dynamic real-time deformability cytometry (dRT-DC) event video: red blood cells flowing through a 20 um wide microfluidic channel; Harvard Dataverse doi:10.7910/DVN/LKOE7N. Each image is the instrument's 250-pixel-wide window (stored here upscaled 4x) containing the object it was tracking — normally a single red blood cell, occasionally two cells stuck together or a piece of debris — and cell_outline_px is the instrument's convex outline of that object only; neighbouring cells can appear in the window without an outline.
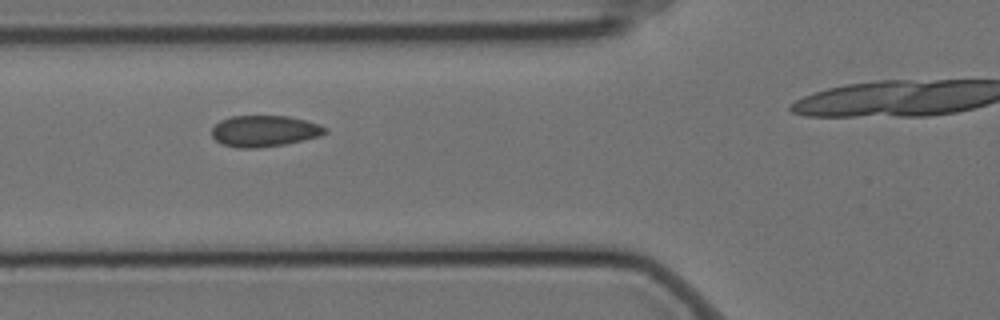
{"species": "Egyptian fruit bat (a non-hibernating species)", "species_latin": "Rousettus aegyptiacus", "temperature_condition": "cold", "stored_images_in_passage": 10, "camera_frame_rate_fps": 3000, "um_per_image_px": 0.085, "animal": {"sex": "female"}, "frame": {"image": 1, "passage_image": 4, "time_ms": 1.0, "image_size_px": [1000, 320], "cell_outline_px": [[328, 132], [320, 136], [284, 144], [256, 148], [236, 148], [220, 144], [212, 136], [212, 128], [220, 120], [232, 116], [288, 116], [304, 120], [328, 128]], "centroid_in_image_um": [22.44, 11.14], "position_along_channel_um": 103.4, "area_um2": 20.58}}
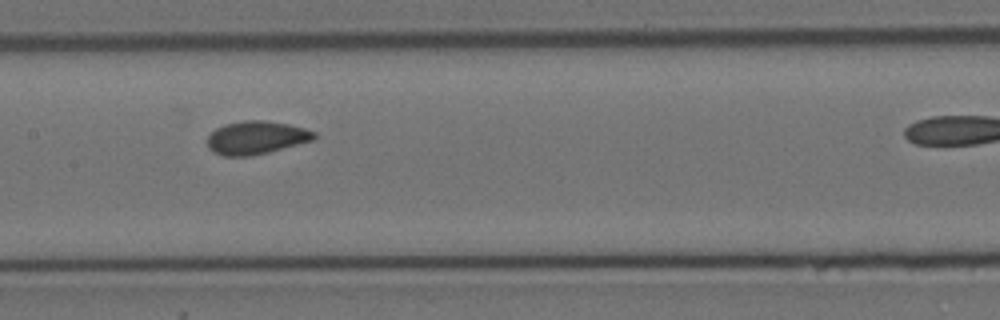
{"frame": {"image": 2, "passage_image": 6, "time_ms": 1.667, "image_size_px": [1000, 320], "cell_outline_px": [[316, 136], [312, 140], [268, 152], [252, 156], [224, 156], [212, 152], [208, 148], [208, 136], [216, 128], [224, 124], [244, 120], [264, 120], [288, 124], [304, 128], [316, 132]], "centroid_in_image_um": [21.75, 11.7], "position_along_channel_um": 185.7, "area_um2": 20.58}}